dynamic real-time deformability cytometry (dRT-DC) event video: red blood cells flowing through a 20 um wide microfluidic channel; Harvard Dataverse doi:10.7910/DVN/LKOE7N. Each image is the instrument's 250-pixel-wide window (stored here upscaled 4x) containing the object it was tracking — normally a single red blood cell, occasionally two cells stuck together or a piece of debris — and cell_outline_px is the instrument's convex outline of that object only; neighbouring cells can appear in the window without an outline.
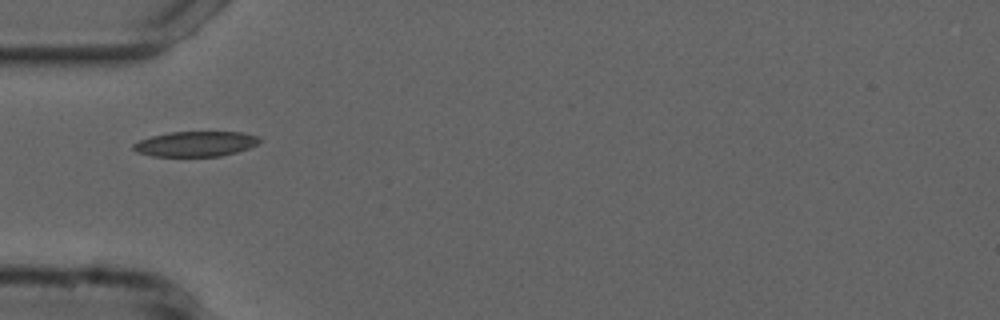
{"species": "common noctule bat (a hibernating species)", "species_latin": "Nyctalus noctula", "temperature_condition": "cold", "stored_images_in_passage": 6, "camera_frame_rate_fps": 3000, "um_per_image_px": 0.085, "animal": {"sex": "male", "forearm_length_mm": 52.5}, "frame": {"image": 1, "passage_image": 1, "time_ms": 0.0, "image_size_px": [1000, 320], "cell_outline_px": [[260, 140], [256, 144], [248, 148], [236, 152], [220, 156], [152, 156], [136, 152], [132, 148], [132, 144], [140, 140], [152, 136], [168, 132], [244, 132], [260, 136]], "centroid_in_image_um": [16.61, 12.22], "position_along_channel_um": 68.4, "area_um2": 18.5}}